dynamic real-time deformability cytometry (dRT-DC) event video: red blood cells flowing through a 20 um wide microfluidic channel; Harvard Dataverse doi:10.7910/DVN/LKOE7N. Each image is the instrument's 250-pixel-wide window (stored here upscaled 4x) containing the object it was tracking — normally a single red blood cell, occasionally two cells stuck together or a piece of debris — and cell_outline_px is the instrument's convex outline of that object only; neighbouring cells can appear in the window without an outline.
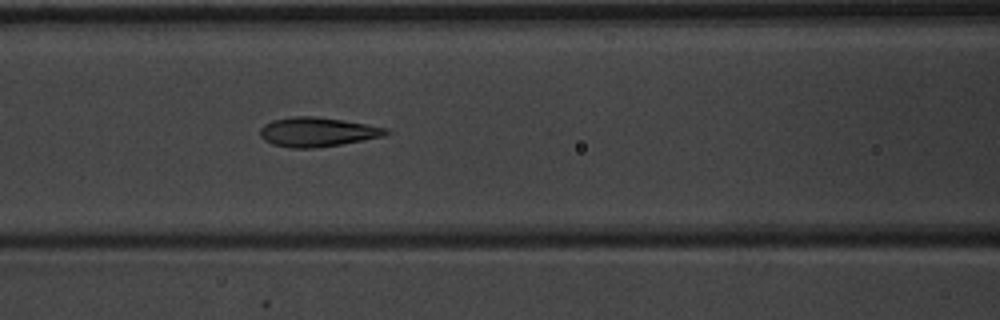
{"species": "common noctule bat (a hibernating species)", "species_latin": "Nyctalus noctula", "temperature_condition": "warm", "stored_images_in_passage": 45, "camera_frame_rate_fps": 3000, "um_per_image_px": 0.085, "animal": {"sex": "male", "body_mass_g": 20.1, "forearm_length_mm": 53.5}, "frame": {"image": 1, "passage_image": 16, "time_ms": 5.0, "image_size_px": [1000, 320], "cell_outline_px": [[392, 132], [384, 136], [340, 144], [316, 148], [292, 148], [272, 144], [264, 140], [260, 136], [260, 128], [264, 124], [272, 120], [292, 116], [312, 116], [340, 120], [388, 128]], "centroid_in_image_um": [26.94, 11.22], "position_along_channel_um": 139.7, "area_um2": 21.39}}
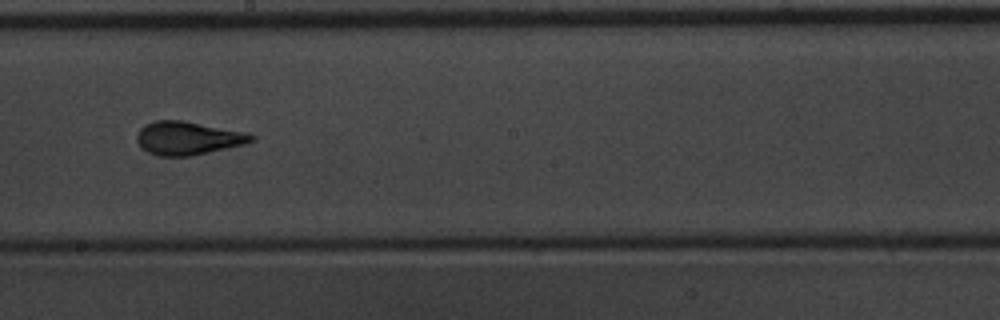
{"frame": {"image": 2, "passage_image": 23, "time_ms": 7.333, "image_size_px": [1000, 320], "cell_outline_px": [[256, 140], [244, 144], [228, 148], [192, 156], [160, 156], [148, 152], [136, 140], [136, 136], [140, 128], [144, 124], [156, 120], [184, 120], [248, 132], [256, 136]], "centroid_in_image_um": [16.01, 11.73], "position_along_channel_um": 232.2, "area_um2": 22.48}}
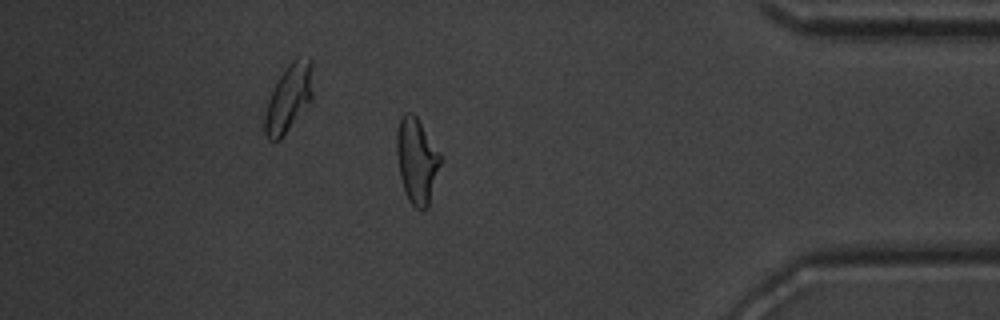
{"frame": {"image": 3, "passage_image": 38, "time_ms": 12.333, "image_size_px": [1000, 320], "cell_outline_px": [[440, 164], [428, 208], [420, 212], [408, 200], [404, 192], [400, 176], [396, 152], [396, 132], [400, 120], [404, 112], [412, 112], [416, 116], [440, 152]], "centroid_in_image_um": [35.41, 13.67], "position_along_channel_um": 399.8, "area_um2": 21.85}, "authors_computed_cell_mechanics": {"area_um2": 21.386, "velocity_mm_per_s": 3.9699, "shape_relaxation_time_tau1_ms": 4.669, "shape_relaxation_time_tau2_ms": 1.0382, "deformation_change_tau1": 0.2083, "deformation_change_tau2": 0.0935}}